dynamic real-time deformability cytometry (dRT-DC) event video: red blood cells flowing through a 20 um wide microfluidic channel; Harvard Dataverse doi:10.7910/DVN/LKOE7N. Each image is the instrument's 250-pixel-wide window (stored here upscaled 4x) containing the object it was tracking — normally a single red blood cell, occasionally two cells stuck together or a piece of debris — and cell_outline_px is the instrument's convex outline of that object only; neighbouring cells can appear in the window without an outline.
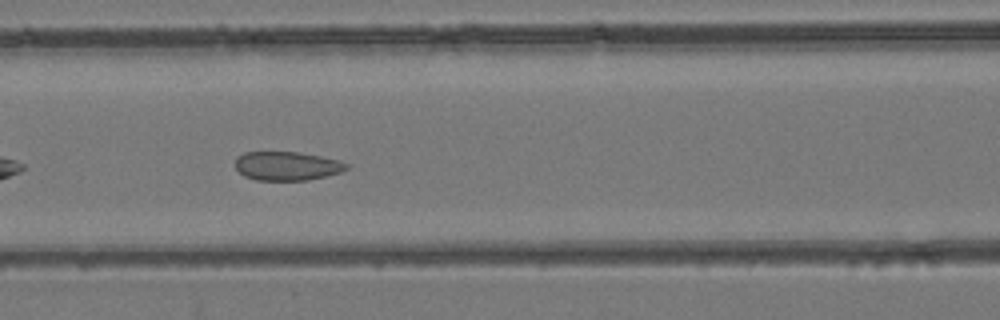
{"species": "common noctule bat (a hibernating species)", "species_latin": "Nyctalus noctula", "temperature_condition": "room temperature", "stored_images_in_passage": 26, "camera_frame_rate_fps": 3000, "um_per_image_px": 0.085, "animal": {"sex": "female", "body_mass_g": 24.6, "forearm_length_mm": 56.2}, "frame": {"image": 1, "passage_image": 8, "time_ms": 2.333, "image_size_px": [1000, 320], "cell_outline_px": [[348, 168], [340, 172], [308, 180], [256, 180], [244, 176], [236, 168], [236, 156], [244, 152], [296, 152], [320, 156], [336, 160], [348, 164]], "centroid_in_image_um": [24.35, 14.1], "position_along_channel_um": 142.3, "area_um2": 18.5}}